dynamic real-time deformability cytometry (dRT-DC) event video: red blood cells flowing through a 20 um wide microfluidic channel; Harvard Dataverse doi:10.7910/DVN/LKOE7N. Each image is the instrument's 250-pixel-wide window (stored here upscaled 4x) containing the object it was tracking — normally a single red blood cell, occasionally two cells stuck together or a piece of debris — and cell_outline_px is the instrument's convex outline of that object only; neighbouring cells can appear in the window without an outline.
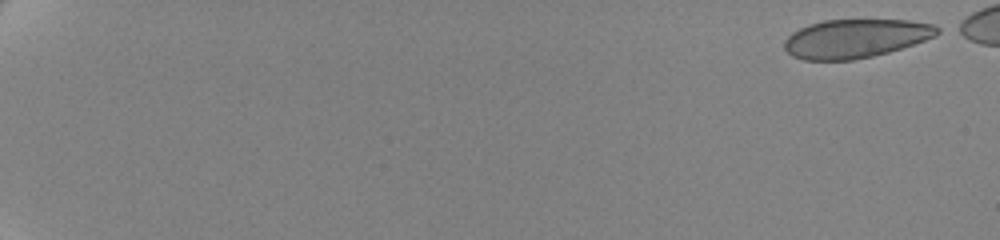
{"species": "human", "species_latin": "Homo sapiens", "temperature_condition": "cold", "stored_images_in_passage": 59, "camera_frame_rate_fps": 3000, "um_per_image_px": 0.085, "donor": {"sex": "female"}, "frame": {"image": 1, "passage_image": 1, "time_ms": 0.0, "image_size_px": [1000, 240], "cell_outline_px": [[944, 32], [936, 36], [888, 52], [872, 56], [852, 60], [804, 60], [792, 56], [784, 48], [784, 40], [792, 32], [808, 24], [824, 20], [908, 20], [932, 24], [940, 28]], "centroid_in_image_um": [72.72, 3.27], "position_along_channel_um": 12.3, "area_um2": 34.51}}
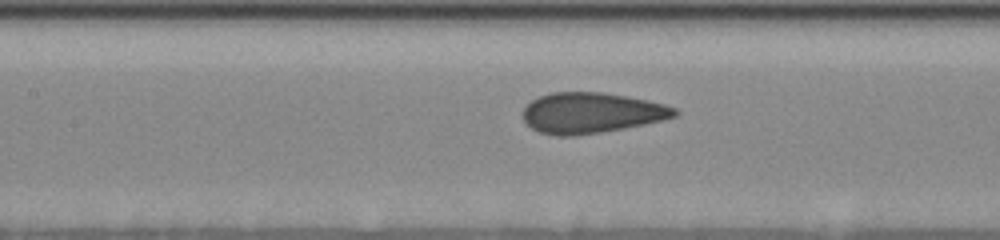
{"frame": {"image": 2, "passage_image": 31, "time_ms": 10.0, "image_size_px": [1000, 240], "cell_outline_px": [[680, 112], [676, 116], [644, 124], [624, 128], [600, 132], [572, 136], [556, 136], [540, 132], [532, 128], [524, 120], [524, 108], [532, 100], [540, 96], [552, 92], [604, 92], [628, 96], [648, 100], [664, 104], [676, 108]], "centroid_in_image_um": [50.28, 9.59], "position_along_channel_um": 157.1, "area_um2": 35.78}}
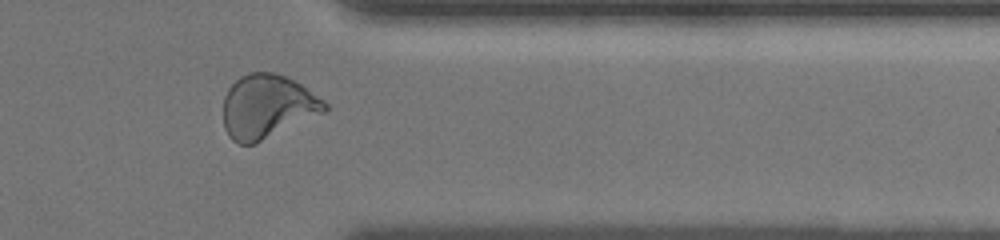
{"frame": {"image": 3, "passage_image": 51, "time_ms": 16.667, "image_size_px": [1000, 240], "cell_outline_px": [[328, 108], [324, 112], [256, 144], [240, 144], [232, 140], [228, 136], [224, 128], [224, 96], [228, 88], [240, 76], [248, 72], [276, 72], [300, 84], [324, 100], [328, 104]], "centroid_in_image_um": [22.7, 9.06], "position_along_channel_um": 388.7, "area_um2": 37.69}}